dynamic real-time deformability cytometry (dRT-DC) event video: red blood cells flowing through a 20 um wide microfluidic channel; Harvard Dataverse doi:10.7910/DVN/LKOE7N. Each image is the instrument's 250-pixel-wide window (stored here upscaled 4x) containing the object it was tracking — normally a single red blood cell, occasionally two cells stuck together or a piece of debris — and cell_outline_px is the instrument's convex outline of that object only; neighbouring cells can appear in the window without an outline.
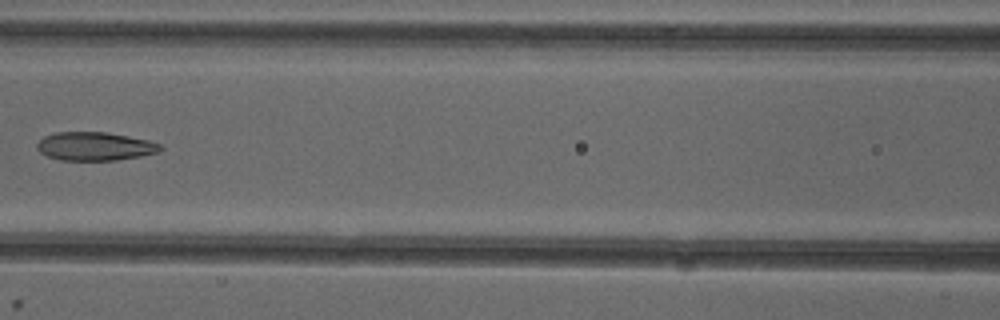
{"species": "common noctule bat (a hibernating species)", "species_latin": "Nyctalus noctula", "temperature_condition": "cold", "stored_images_in_passage": 6, "camera_frame_rate_fps": 3000, "um_per_image_px": 0.085, "animal": {"sex": "female"}, "frame": {"image": 1, "passage_image": 6, "time_ms": 6.667, "image_size_px": [1000, 320], "cell_outline_px": [[164, 148], [160, 152], [140, 156], [116, 160], [60, 160], [48, 156], [40, 152], [36, 148], [36, 144], [44, 136], [56, 132], [108, 132], [148, 140], [160, 144]], "centroid_in_image_um": [8.07, 12.43], "position_along_channel_um": 158.5, "area_um2": 20.52}}